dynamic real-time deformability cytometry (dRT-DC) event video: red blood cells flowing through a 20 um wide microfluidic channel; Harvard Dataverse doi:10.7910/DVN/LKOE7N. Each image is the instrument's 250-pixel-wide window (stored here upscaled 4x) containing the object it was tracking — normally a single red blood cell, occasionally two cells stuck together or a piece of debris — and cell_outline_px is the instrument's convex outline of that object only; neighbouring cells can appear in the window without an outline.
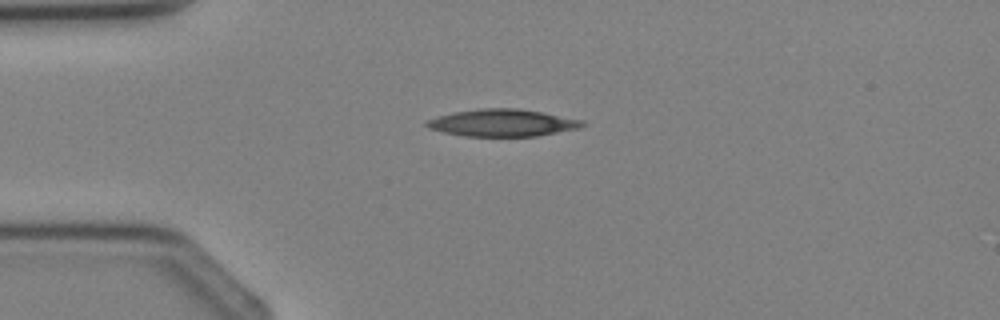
{"species": "Egyptian fruit bat (a non-hibernating species)", "species_latin": "Rousettus aegyptiacus", "temperature_condition": "cold", "stored_images_in_passage": 2, "camera_frame_rate_fps": 3000, "um_per_image_px": 0.085, "animal": {"sex": "female"}, "frame": {"image": 1, "passage_image": 2, "time_ms": 1.0, "image_size_px": [1000, 320], "cell_outline_px": [[588, 124], [580, 128], [536, 136], [464, 136], [444, 132], [428, 128], [424, 124], [424, 120], [436, 116], [452, 112], [480, 108], [520, 108], [584, 120]], "centroid_in_image_um": [42.69, 10.43], "position_along_channel_um": 42.3, "area_um2": 24.91}}